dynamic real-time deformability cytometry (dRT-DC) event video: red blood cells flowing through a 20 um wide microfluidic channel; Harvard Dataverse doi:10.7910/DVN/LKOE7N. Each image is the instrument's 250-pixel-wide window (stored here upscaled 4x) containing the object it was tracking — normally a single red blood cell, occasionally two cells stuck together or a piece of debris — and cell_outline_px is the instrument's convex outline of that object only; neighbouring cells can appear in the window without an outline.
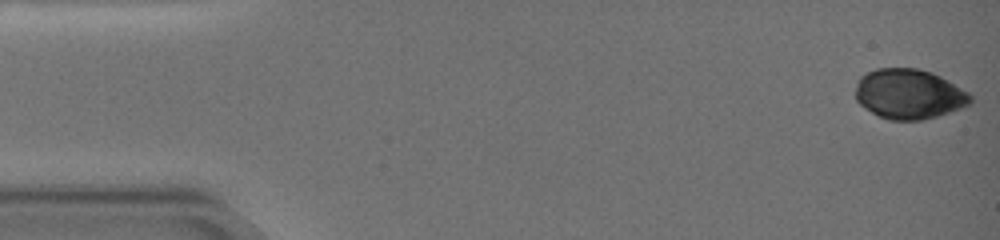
{"species": "common noctule bat (a hibernating species)", "species_latin": "Nyctalus noctula", "temperature_condition": "warm", "stored_images_in_passage": 63, "camera_frame_rate_fps": 3000, "um_per_image_px": 0.085, "animal": {"sex": "female", "body_mass_g": 19.0, "forearm_length_mm": 51.5}, "frame": {"image": 1, "passage_image": 1, "time_ms": 0.0, "image_size_px": [1000, 240], "cell_outline_px": [[972, 100], [968, 104], [960, 108], [936, 116], [920, 120], [888, 120], [864, 108], [856, 100], [856, 84], [860, 76], [876, 68], [916, 68], [932, 72], [948, 80], [968, 92], [972, 96]], "centroid_in_image_um": [77.24, 7.98], "position_along_channel_um": 7.8, "area_um2": 33.35}}